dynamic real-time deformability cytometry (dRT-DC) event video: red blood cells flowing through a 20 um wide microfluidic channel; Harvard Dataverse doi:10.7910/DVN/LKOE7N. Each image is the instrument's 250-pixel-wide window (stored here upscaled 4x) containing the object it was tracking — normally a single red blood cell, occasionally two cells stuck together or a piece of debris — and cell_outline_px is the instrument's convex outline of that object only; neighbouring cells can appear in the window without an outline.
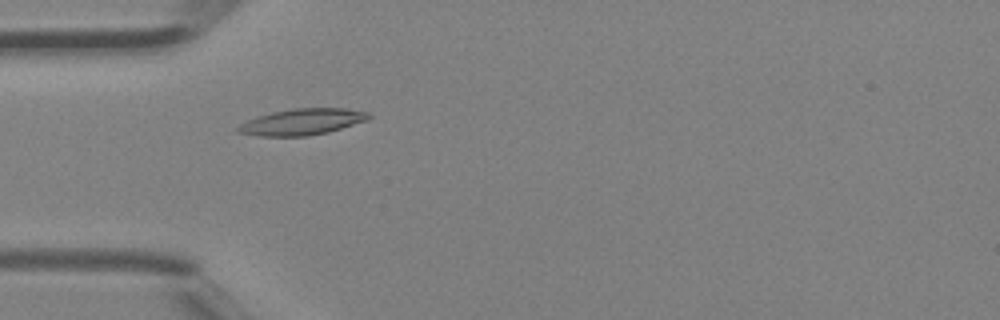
{"species": "Egyptian fruit bat (a non-hibernating species)", "species_latin": "Rousettus aegyptiacus", "temperature_condition": "room temperature", "stored_images_in_passage": 30, "camera_frame_rate_fps": 3000, "um_per_image_px": 0.085, "animal": {"sex": "female"}, "frame": {"image": 1, "passage_image": 1, "time_ms": 0.0, "image_size_px": [1000, 320], "cell_outline_px": [[372, 116], [368, 120], [328, 132], [308, 136], [260, 136], [236, 132], [236, 128], [240, 124], [248, 120], [272, 112], [292, 108], [344, 108], [368, 112]], "centroid_in_image_um": [25.7, 10.36], "position_along_channel_um": 59.3, "area_um2": 19.94}}
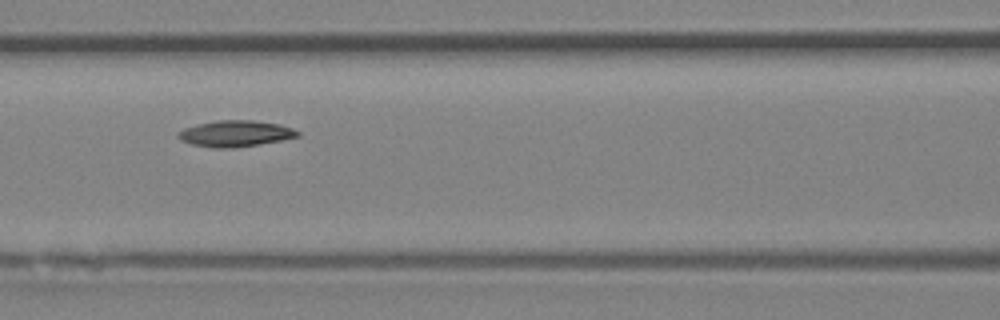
{"frame": {"image": 2, "passage_image": 7, "time_ms": 2.0, "image_size_px": [1000, 320], "cell_outline_px": [[300, 136], [260, 144], [232, 148], [216, 148], [192, 144], [180, 140], [176, 136], [176, 132], [184, 128], [196, 124], [216, 120], [252, 120], [280, 124], [292, 128], [300, 132]], "centroid_in_image_um": [19.97, 11.35], "position_along_channel_um": 146.6, "area_um2": 18.32}}
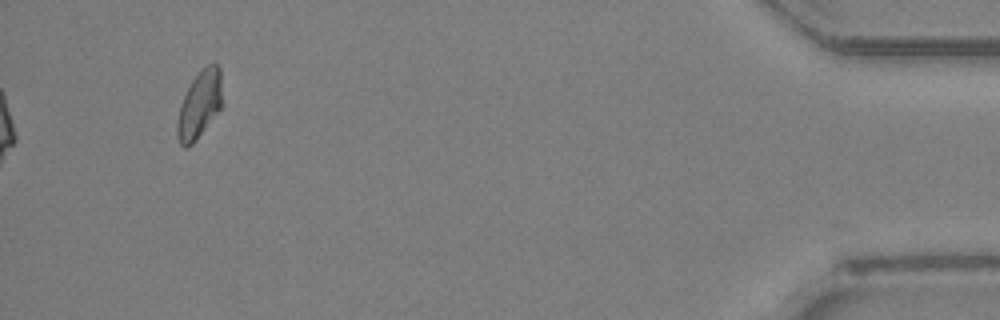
{"frame": {"image": 3, "passage_image": 30, "time_ms": 9.667, "image_size_px": [1000, 320], "cell_outline_px": [[220, 108], [192, 144], [184, 148], [180, 144], [176, 136], [176, 124], [180, 104], [192, 80], [208, 64], [216, 64], [220, 68]], "centroid_in_image_um": [16.9, 8.93], "position_along_channel_um": 418.3, "area_um2": 16.99}, "authors_computed_cell_mechanics": {"area_um2": 17.8313, "velocity_mm_per_s": 4.5289, "shape_relaxation_time_tau1_ms": 2.9318, "shape_relaxation_time_tau2_ms": null, "deformation_change_tau1": 0.1069, "deformation_change_tau2": null}}